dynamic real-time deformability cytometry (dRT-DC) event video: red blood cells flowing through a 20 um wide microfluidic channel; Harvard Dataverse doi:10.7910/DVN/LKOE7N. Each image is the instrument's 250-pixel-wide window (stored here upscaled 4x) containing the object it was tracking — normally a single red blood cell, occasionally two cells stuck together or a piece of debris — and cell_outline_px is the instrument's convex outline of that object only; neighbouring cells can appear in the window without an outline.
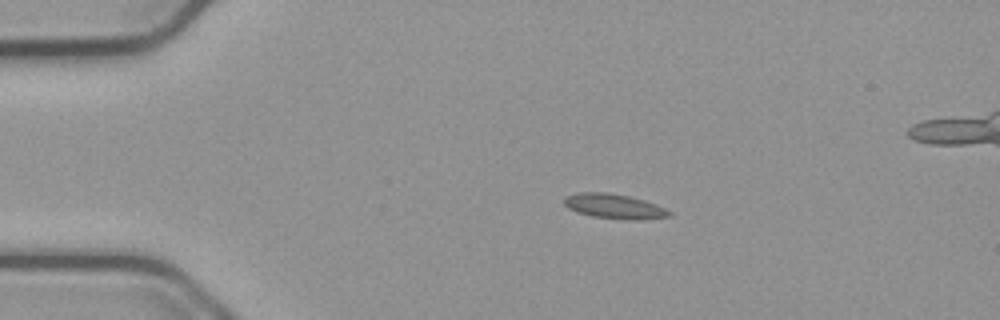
{"species": "common noctule bat (a hibernating species)", "species_latin": "Nyctalus noctula", "temperature_condition": "cold", "stored_images_in_passage": 46, "segment_of_instrument_passage": [1, 2], "camera_frame_rate_fps": 3000, "um_per_image_px": 0.085, "animal": {"sex": "male", "body_mass_g": 23.1, "forearm_length_mm": 52.7}, "frame": {"image": 1, "passage_image": 1, "time_ms": 0.0, "image_size_px": [1000, 320], "cell_outline_px": [[672, 216], [636, 220], [628, 220], [592, 216], [568, 208], [564, 204], [564, 196], [580, 192], [608, 192], [628, 196], [644, 200], [656, 204], [672, 212]], "centroid_in_image_um": [52.22, 17.53], "position_along_channel_um": 32.8, "area_um2": 15.09}}
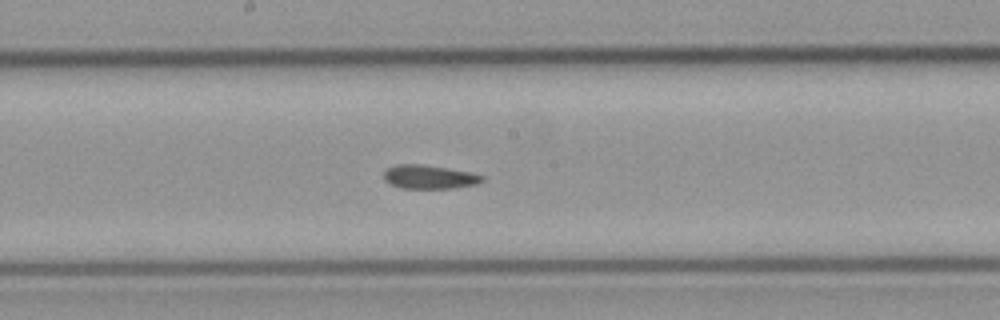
{"frame": {"image": 2, "passage_image": 19, "time_ms": 6.0, "image_size_px": [1000, 320], "cell_outline_px": [[484, 180], [476, 184], [452, 188], [400, 188], [384, 180], [384, 172], [388, 168], [396, 164], [420, 164], [448, 168], [468, 172], [484, 176]], "centroid_in_image_um": [36.47, 15.03], "position_along_channel_um": 211.7, "area_um2": 13.47}}
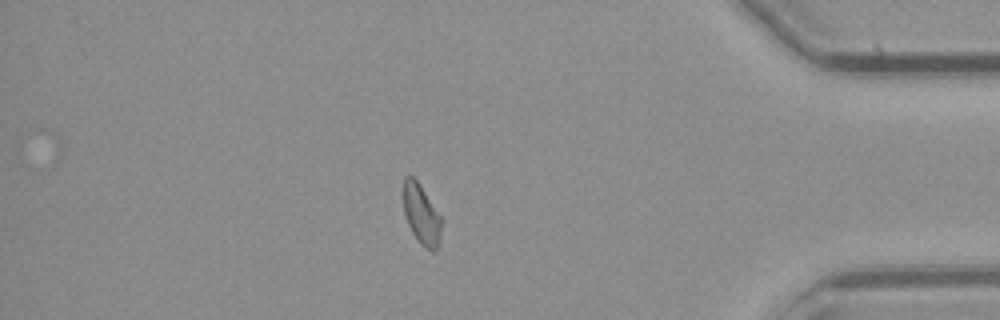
{"frame": {"image": 3, "passage_image": 37, "time_ms": 12.0, "image_size_px": [1000, 320], "cell_outline_px": [[440, 244], [432, 252], [424, 248], [420, 244], [412, 232], [408, 224], [404, 212], [400, 192], [404, 176], [412, 176], [416, 180], [440, 216]], "centroid_in_image_um": [35.75, 18.21], "position_along_channel_um": 399.5, "area_um2": 13.41}}